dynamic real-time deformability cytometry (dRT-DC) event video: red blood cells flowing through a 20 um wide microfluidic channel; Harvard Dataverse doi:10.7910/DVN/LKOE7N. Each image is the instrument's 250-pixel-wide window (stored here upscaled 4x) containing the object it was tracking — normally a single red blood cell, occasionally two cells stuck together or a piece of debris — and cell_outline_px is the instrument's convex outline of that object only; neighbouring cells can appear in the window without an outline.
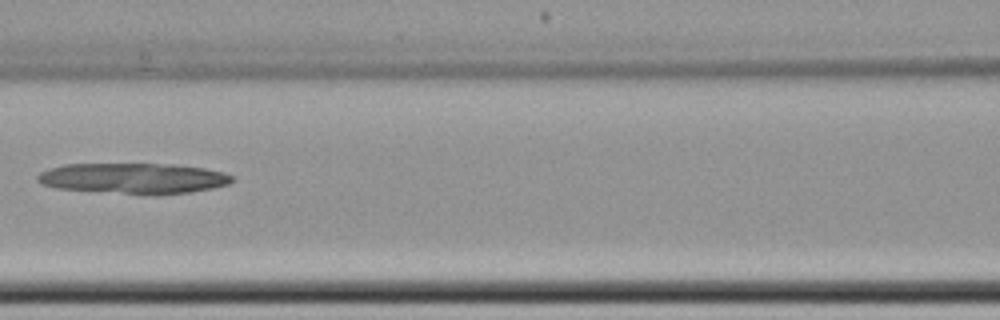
{"species": "common noctule bat (a hibernating species)", "species_latin": "Nyctalus noctula", "temperature_condition": "cold", "stored_images_in_passage": 4, "camera_frame_rate_fps": 3000, "um_per_image_px": 0.085, "animal": {"sex": "female", "body_mass_g": 22.7, "forearm_length_mm": 54.2}, "frame": {"image": 1, "passage_image": 3, "time_ms": 2.667, "image_size_px": [1000, 320], "cell_outline_px": [[236, 176], [228, 184], [212, 188], [192, 192], [124, 192], [56, 188], [40, 184], [36, 180], [36, 176], [40, 172], [48, 168], [64, 164], [172, 164], [204, 168], [224, 172]], "centroid_in_image_um": [11.32, 15.11], "position_along_channel_um": 155.3, "area_um2": 33.76}}
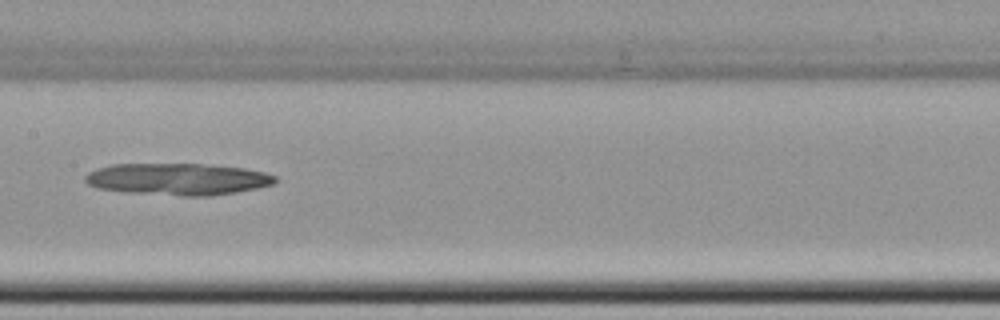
{"frame": {"image": 2, "passage_image": 4, "time_ms": 3.667, "image_size_px": [1000, 320], "cell_outline_px": [[276, 180], [272, 184], [260, 188], [236, 192], [208, 196], [184, 196], [124, 192], [96, 188], [88, 184], [84, 180], [84, 176], [88, 172], [96, 168], [112, 164], [200, 164], [244, 168], [264, 172], [276, 176]], "centroid_in_image_um": [15.07, 15.23], "position_along_channel_um": 192.3, "area_um2": 35.37}}